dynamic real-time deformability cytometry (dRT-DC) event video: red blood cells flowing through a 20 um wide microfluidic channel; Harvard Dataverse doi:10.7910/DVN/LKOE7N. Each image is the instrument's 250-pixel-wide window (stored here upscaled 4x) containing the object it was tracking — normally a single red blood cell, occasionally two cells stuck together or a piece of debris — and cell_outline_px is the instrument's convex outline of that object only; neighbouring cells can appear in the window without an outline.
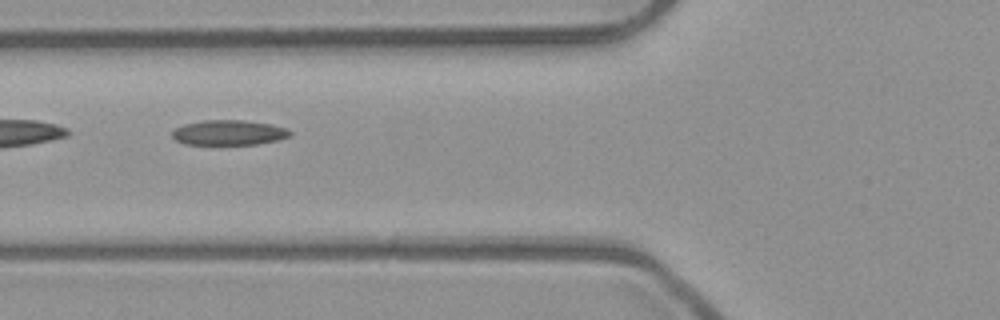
{"species": "common noctule bat (a hibernating species)", "species_latin": "Nyctalus noctula", "temperature_condition": "room temperature", "stored_images_in_passage": 3, "camera_frame_rate_fps": 3000, "um_per_image_px": 0.085, "animal": {"sex": "male", "body_mass_g": 23.1, "forearm_length_mm": 52.7}, "frame": {"image": 1, "passage_image": 2, "time_ms": 0.333, "image_size_px": [1000, 320], "cell_outline_px": [[292, 136], [280, 140], [260, 144], [184, 144], [176, 140], [172, 136], [172, 132], [176, 128], [184, 124], [204, 120], [244, 120], [268, 124], [288, 128], [292, 132]], "centroid_in_image_um": [19.5, 11.27], "position_along_channel_um": 106.3, "area_um2": 17.28}}
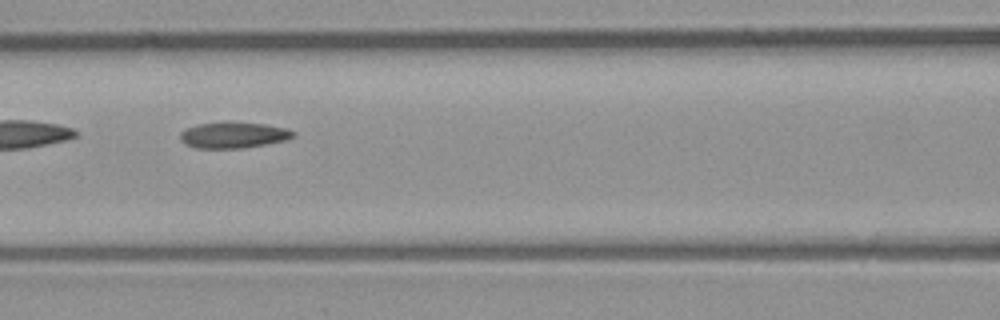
{"frame": {"image": 2, "passage_image": 3, "time_ms": 0.667, "image_size_px": [1000, 320], "cell_outline_px": [[296, 136], [288, 140], [240, 148], [196, 148], [184, 144], [180, 140], [180, 132], [196, 124], [224, 120], [264, 124], [288, 128], [296, 132]], "centroid_in_image_um": [19.85, 11.45], "position_along_channel_um": 146.8, "area_um2": 17.63}}